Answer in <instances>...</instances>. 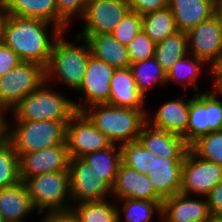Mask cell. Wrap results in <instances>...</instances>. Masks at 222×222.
<instances>
[{
	"mask_svg": "<svg viewBox=\"0 0 222 222\" xmlns=\"http://www.w3.org/2000/svg\"><path fill=\"white\" fill-rule=\"evenodd\" d=\"M49 24L53 39L47 35ZM62 32L54 24L40 19L7 15L3 24L2 43L11 48L21 61L38 63L46 68L53 44Z\"/></svg>",
	"mask_w": 222,
	"mask_h": 222,
	"instance_id": "6da1fadb",
	"label": "cell"
},
{
	"mask_svg": "<svg viewBox=\"0 0 222 222\" xmlns=\"http://www.w3.org/2000/svg\"><path fill=\"white\" fill-rule=\"evenodd\" d=\"M82 113L112 144L136 141L147 123V112L110 104H95Z\"/></svg>",
	"mask_w": 222,
	"mask_h": 222,
	"instance_id": "7a4b0ae2",
	"label": "cell"
},
{
	"mask_svg": "<svg viewBox=\"0 0 222 222\" xmlns=\"http://www.w3.org/2000/svg\"><path fill=\"white\" fill-rule=\"evenodd\" d=\"M64 34L62 32L53 44L50 60L45 68L46 81L59 78L69 89L77 91L85 76L91 52L84 38L75 36L77 41H84L83 45L78 46L66 41Z\"/></svg>",
	"mask_w": 222,
	"mask_h": 222,
	"instance_id": "3957f363",
	"label": "cell"
},
{
	"mask_svg": "<svg viewBox=\"0 0 222 222\" xmlns=\"http://www.w3.org/2000/svg\"><path fill=\"white\" fill-rule=\"evenodd\" d=\"M47 86L46 81L23 98L11 111V118L33 121H69L76 113L73 100L67 99L62 92L53 91Z\"/></svg>",
	"mask_w": 222,
	"mask_h": 222,
	"instance_id": "277c9868",
	"label": "cell"
},
{
	"mask_svg": "<svg viewBox=\"0 0 222 222\" xmlns=\"http://www.w3.org/2000/svg\"><path fill=\"white\" fill-rule=\"evenodd\" d=\"M10 127L8 142L17 154L40 151L66 144V125L69 121L15 120Z\"/></svg>",
	"mask_w": 222,
	"mask_h": 222,
	"instance_id": "5b68a950",
	"label": "cell"
},
{
	"mask_svg": "<svg viewBox=\"0 0 222 222\" xmlns=\"http://www.w3.org/2000/svg\"><path fill=\"white\" fill-rule=\"evenodd\" d=\"M24 183L39 214L71 211L69 171L38 174Z\"/></svg>",
	"mask_w": 222,
	"mask_h": 222,
	"instance_id": "8992f818",
	"label": "cell"
},
{
	"mask_svg": "<svg viewBox=\"0 0 222 222\" xmlns=\"http://www.w3.org/2000/svg\"><path fill=\"white\" fill-rule=\"evenodd\" d=\"M46 82L45 68L38 63L20 61L0 77V107L12 111L28 94Z\"/></svg>",
	"mask_w": 222,
	"mask_h": 222,
	"instance_id": "52a82bcc",
	"label": "cell"
},
{
	"mask_svg": "<svg viewBox=\"0 0 222 222\" xmlns=\"http://www.w3.org/2000/svg\"><path fill=\"white\" fill-rule=\"evenodd\" d=\"M189 54L209 64L215 80V71L222 63V26L214 14L187 32Z\"/></svg>",
	"mask_w": 222,
	"mask_h": 222,
	"instance_id": "ba28073f",
	"label": "cell"
},
{
	"mask_svg": "<svg viewBox=\"0 0 222 222\" xmlns=\"http://www.w3.org/2000/svg\"><path fill=\"white\" fill-rule=\"evenodd\" d=\"M221 181L222 166L201 159L189 148L184 156L180 193L205 198Z\"/></svg>",
	"mask_w": 222,
	"mask_h": 222,
	"instance_id": "9c48e42d",
	"label": "cell"
},
{
	"mask_svg": "<svg viewBox=\"0 0 222 222\" xmlns=\"http://www.w3.org/2000/svg\"><path fill=\"white\" fill-rule=\"evenodd\" d=\"M68 171L72 205L105 200L111 195V188L82 157L70 158Z\"/></svg>",
	"mask_w": 222,
	"mask_h": 222,
	"instance_id": "30bf717a",
	"label": "cell"
},
{
	"mask_svg": "<svg viewBox=\"0 0 222 222\" xmlns=\"http://www.w3.org/2000/svg\"><path fill=\"white\" fill-rule=\"evenodd\" d=\"M114 71L115 68L108 63L92 55L89 57L85 76L79 89L76 91L84 94V97H80V100L84 98V101H81L82 103L79 104L73 101L76 112H82L87 107L95 104H109L111 93L110 81ZM83 103L86 104L83 105Z\"/></svg>",
	"mask_w": 222,
	"mask_h": 222,
	"instance_id": "8fae6325",
	"label": "cell"
},
{
	"mask_svg": "<svg viewBox=\"0 0 222 222\" xmlns=\"http://www.w3.org/2000/svg\"><path fill=\"white\" fill-rule=\"evenodd\" d=\"M65 142L70 158L83 157L112 145L82 112H76L67 123Z\"/></svg>",
	"mask_w": 222,
	"mask_h": 222,
	"instance_id": "7c38bea8",
	"label": "cell"
},
{
	"mask_svg": "<svg viewBox=\"0 0 222 222\" xmlns=\"http://www.w3.org/2000/svg\"><path fill=\"white\" fill-rule=\"evenodd\" d=\"M128 11L125 0L91 1L86 4L81 18L85 25L77 36L85 39L91 34H111Z\"/></svg>",
	"mask_w": 222,
	"mask_h": 222,
	"instance_id": "4fadbf2b",
	"label": "cell"
},
{
	"mask_svg": "<svg viewBox=\"0 0 222 222\" xmlns=\"http://www.w3.org/2000/svg\"><path fill=\"white\" fill-rule=\"evenodd\" d=\"M18 156L21 181L42 173L68 171L69 168L70 156L66 144Z\"/></svg>",
	"mask_w": 222,
	"mask_h": 222,
	"instance_id": "5bb4252c",
	"label": "cell"
},
{
	"mask_svg": "<svg viewBox=\"0 0 222 222\" xmlns=\"http://www.w3.org/2000/svg\"><path fill=\"white\" fill-rule=\"evenodd\" d=\"M184 158L158 157L152 153V164L147 175L156 194L162 199L181 191Z\"/></svg>",
	"mask_w": 222,
	"mask_h": 222,
	"instance_id": "9a60e30c",
	"label": "cell"
},
{
	"mask_svg": "<svg viewBox=\"0 0 222 222\" xmlns=\"http://www.w3.org/2000/svg\"><path fill=\"white\" fill-rule=\"evenodd\" d=\"M111 195L121 199L163 201L153 189L148 175L121 163L117 170Z\"/></svg>",
	"mask_w": 222,
	"mask_h": 222,
	"instance_id": "2e32d148",
	"label": "cell"
},
{
	"mask_svg": "<svg viewBox=\"0 0 222 222\" xmlns=\"http://www.w3.org/2000/svg\"><path fill=\"white\" fill-rule=\"evenodd\" d=\"M211 214L205 200L191 199L190 196L177 193L163 200L162 222H210Z\"/></svg>",
	"mask_w": 222,
	"mask_h": 222,
	"instance_id": "e0dca14e",
	"label": "cell"
},
{
	"mask_svg": "<svg viewBox=\"0 0 222 222\" xmlns=\"http://www.w3.org/2000/svg\"><path fill=\"white\" fill-rule=\"evenodd\" d=\"M189 108L190 99L169 100L159 107L153 118L147 114V123L153 128L183 137L187 144Z\"/></svg>",
	"mask_w": 222,
	"mask_h": 222,
	"instance_id": "ac0fdd59",
	"label": "cell"
},
{
	"mask_svg": "<svg viewBox=\"0 0 222 222\" xmlns=\"http://www.w3.org/2000/svg\"><path fill=\"white\" fill-rule=\"evenodd\" d=\"M137 140L158 157L184 158L189 149L183 137L153 128L148 123L143 126Z\"/></svg>",
	"mask_w": 222,
	"mask_h": 222,
	"instance_id": "d6986e66",
	"label": "cell"
},
{
	"mask_svg": "<svg viewBox=\"0 0 222 222\" xmlns=\"http://www.w3.org/2000/svg\"><path fill=\"white\" fill-rule=\"evenodd\" d=\"M109 104L117 107L144 110L146 97L139 91L130 68L115 69L110 81Z\"/></svg>",
	"mask_w": 222,
	"mask_h": 222,
	"instance_id": "ffe728a7",
	"label": "cell"
},
{
	"mask_svg": "<svg viewBox=\"0 0 222 222\" xmlns=\"http://www.w3.org/2000/svg\"><path fill=\"white\" fill-rule=\"evenodd\" d=\"M34 210L24 181L0 190V214L5 222H24Z\"/></svg>",
	"mask_w": 222,
	"mask_h": 222,
	"instance_id": "44dd1931",
	"label": "cell"
},
{
	"mask_svg": "<svg viewBox=\"0 0 222 222\" xmlns=\"http://www.w3.org/2000/svg\"><path fill=\"white\" fill-rule=\"evenodd\" d=\"M91 55L113 68H130L131 60L127 46L122 45L112 34H91L85 38Z\"/></svg>",
	"mask_w": 222,
	"mask_h": 222,
	"instance_id": "7402d4cb",
	"label": "cell"
},
{
	"mask_svg": "<svg viewBox=\"0 0 222 222\" xmlns=\"http://www.w3.org/2000/svg\"><path fill=\"white\" fill-rule=\"evenodd\" d=\"M168 7L172 11L177 29L186 33L215 13L210 0H169Z\"/></svg>",
	"mask_w": 222,
	"mask_h": 222,
	"instance_id": "603a6c76",
	"label": "cell"
},
{
	"mask_svg": "<svg viewBox=\"0 0 222 222\" xmlns=\"http://www.w3.org/2000/svg\"><path fill=\"white\" fill-rule=\"evenodd\" d=\"M7 15L40 19L58 27L56 0H3Z\"/></svg>",
	"mask_w": 222,
	"mask_h": 222,
	"instance_id": "cb8c5ba5",
	"label": "cell"
},
{
	"mask_svg": "<svg viewBox=\"0 0 222 222\" xmlns=\"http://www.w3.org/2000/svg\"><path fill=\"white\" fill-rule=\"evenodd\" d=\"M82 158L87 161L100 178L112 188L117 170L122 163L120 145L112 144L106 149L91 152Z\"/></svg>",
	"mask_w": 222,
	"mask_h": 222,
	"instance_id": "d4e9b609",
	"label": "cell"
},
{
	"mask_svg": "<svg viewBox=\"0 0 222 222\" xmlns=\"http://www.w3.org/2000/svg\"><path fill=\"white\" fill-rule=\"evenodd\" d=\"M208 91L194 93L190 98L187 145L190 147L200 137L209 133Z\"/></svg>",
	"mask_w": 222,
	"mask_h": 222,
	"instance_id": "484cf974",
	"label": "cell"
},
{
	"mask_svg": "<svg viewBox=\"0 0 222 222\" xmlns=\"http://www.w3.org/2000/svg\"><path fill=\"white\" fill-rule=\"evenodd\" d=\"M115 204L105 199L101 201L82 202L71 207L79 222H121L122 214Z\"/></svg>",
	"mask_w": 222,
	"mask_h": 222,
	"instance_id": "4316f807",
	"label": "cell"
},
{
	"mask_svg": "<svg viewBox=\"0 0 222 222\" xmlns=\"http://www.w3.org/2000/svg\"><path fill=\"white\" fill-rule=\"evenodd\" d=\"M142 30L156 44L179 31L169 7L142 15Z\"/></svg>",
	"mask_w": 222,
	"mask_h": 222,
	"instance_id": "83f0119b",
	"label": "cell"
},
{
	"mask_svg": "<svg viewBox=\"0 0 222 222\" xmlns=\"http://www.w3.org/2000/svg\"><path fill=\"white\" fill-rule=\"evenodd\" d=\"M188 50L187 33L178 31L156 44L154 58L166 73Z\"/></svg>",
	"mask_w": 222,
	"mask_h": 222,
	"instance_id": "f1b7e54d",
	"label": "cell"
},
{
	"mask_svg": "<svg viewBox=\"0 0 222 222\" xmlns=\"http://www.w3.org/2000/svg\"><path fill=\"white\" fill-rule=\"evenodd\" d=\"M204 63L207 64L204 60L188 53L166 72V84H171L173 81L184 85V87H190L192 84L197 94L200 93L199 86L195 81L200 77L201 66L205 65Z\"/></svg>",
	"mask_w": 222,
	"mask_h": 222,
	"instance_id": "f546056e",
	"label": "cell"
},
{
	"mask_svg": "<svg viewBox=\"0 0 222 222\" xmlns=\"http://www.w3.org/2000/svg\"><path fill=\"white\" fill-rule=\"evenodd\" d=\"M130 69L136 81L137 88L146 96L147 91L157 83L166 85V73L155 58L144 59L140 62L131 63Z\"/></svg>",
	"mask_w": 222,
	"mask_h": 222,
	"instance_id": "4dcf8cb0",
	"label": "cell"
},
{
	"mask_svg": "<svg viewBox=\"0 0 222 222\" xmlns=\"http://www.w3.org/2000/svg\"><path fill=\"white\" fill-rule=\"evenodd\" d=\"M121 201L124 202L122 204L124 205L122 211L124 213L125 222H150L156 212L157 215L159 214V218H161L163 201L135 199H121Z\"/></svg>",
	"mask_w": 222,
	"mask_h": 222,
	"instance_id": "1f68e13d",
	"label": "cell"
},
{
	"mask_svg": "<svg viewBox=\"0 0 222 222\" xmlns=\"http://www.w3.org/2000/svg\"><path fill=\"white\" fill-rule=\"evenodd\" d=\"M189 148L201 159L222 166V130L200 137Z\"/></svg>",
	"mask_w": 222,
	"mask_h": 222,
	"instance_id": "d6a6232c",
	"label": "cell"
},
{
	"mask_svg": "<svg viewBox=\"0 0 222 222\" xmlns=\"http://www.w3.org/2000/svg\"><path fill=\"white\" fill-rule=\"evenodd\" d=\"M19 175V156L12 145L7 142L0 146V190L18 183Z\"/></svg>",
	"mask_w": 222,
	"mask_h": 222,
	"instance_id": "836d02e7",
	"label": "cell"
},
{
	"mask_svg": "<svg viewBox=\"0 0 222 222\" xmlns=\"http://www.w3.org/2000/svg\"><path fill=\"white\" fill-rule=\"evenodd\" d=\"M120 148L122 163L147 175L152 164V152L146 150L138 140L124 143Z\"/></svg>",
	"mask_w": 222,
	"mask_h": 222,
	"instance_id": "e575fe53",
	"label": "cell"
},
{
	"mask_svg": "<svg viewBox=\"0 0 222 222\" xmlns=\"http://www.w3.org/2000/svg\"><path fill=\"white\" fill-rule=\"evenodd\" d=\"M142 30V15L128 11L111 33L122 45L127 46Z\"/></svg>",
	"mask_w": 222,
	"mask_h": 222,
	"instance_id": "d590c367",
	"label": "cell"
},
{
	"mask_svg": "<svg viewBox=\"0 0 222 222\" xmlns=\"http://www.w3.org/2000/svg\"><path fill=\"white\" fill-rule=\"evenodd\" d=\"M155 48L156 43H154L150 37L141 30L127 45L131 63L154 58Z\"/></svg>",
	"mask_w": 222,
	"mask_h": 222,
	"instance_id": "8d00e7d4",
	"label": "cell"
},
{
	"mask_svg": "<svg viewBox=\"0 0 222 222\" xmlns=\"http://www.w3.org/2000/svg\"><path fill=\"white\" fill-rule=\"evenodd\" d=\"M58 10V27L66 32L69 21L74 15L82 18L86 9L85 0H56Z\"/></svg>",
	"mask_w": 222,
	"mask_h": 222,
	"instance_id": "74e56055",
	"label": "cell"
},
{
	"mask_svg": "<svg viewBox=\"0 0 222 222\" xmlns=\"http://www.w3.org/2000/svg\"><path fill=\"white\" fill-rule=\"evenodd\" d=\"M213 84L214 88L208 91L209 133L222 130V101L217 97L220 95V89L216 82Z\"/></svg>",
	"mask_w": 222,
	"mask_h": 222,
	"instance_id": "f35d334b",
	"label": "cell"
},
{
	"mask_svg": "<svg viewBox=\"0 0 222 222\" xmlns=\"http://www.w3.org/2000/svg\"><path fill=\"white\" fill-rule=\"evenodd\" d=\"M130 11L140 15L164 9L168 7L169 0H125Z\"/></svg>",
	"mask_w": 222,
	"mask_h": 222,
	"instance_id": "ab89813d",
	"label": "cell"
},
{
	"mask_svg": "<svg viewBox=\"0 0 222 222\" xmlns=\"http://www.w3.org/2000/svg\"><path fill=\"white\" fill-rule=\"evenodd\" d=\"M20 61L11 48L2 44L0 46V77L12 70Z\"/></svg>",
	"mask_w": 222,
	"mask_h": 222,
	"instance_id": "60d3db41",
	"label": "cell"
},
{
	"mask_svg": "<svg viewBox=\"0 0 222 222\" xmlns=\"http://www.w3.org/2000/svg\"><path fill=\"white\" fill-rule=\"evenodd\" d=\"M207 201L211 217L222 216V181L211 190Z\"/></svg>",
	"mask_w": 222,
	"mask_h": 222,
	"instance_id": "b9f144b4",
	"label": "cell"
},
{
	"mask_svg": "<svg viewBox=\"0 0 222 222\" xmlns=\"http://www.w3.org/2000/svg\"><path fill=\"white\" fill-rule=\"evenodd\" d=\"M41 222H79L72 211L68 212H49L44 214Z\"/></svg>",
	"mask_w": 222,
	"mask_h": 222,
	"instance_id": "7bdbcfd3",
	"label": "cell"
},
{
	"mask_svg": "<svg viewBox=\"0 0 222 222\" xmlns=\"http://www.w3.org/2000/svg\"><path fill=\"white\" fill-rule=\"evenodd\" d=\"M7 112L8 110L0 107V146H3L8 142L10 122H7Z\"/></svg>",
	"mask_w": 222,
	"mask_h": 222,
	"instance_id": "ee69618b",
	"label": "cell"
},
{
	"mask_svg": "<svg viewBox=\"0 0 222 222\" xmlns=\"http://www.w3.org/2000/svg\"><path fill=\"white\" fill-rule=\"evenodd\" d=\"M7 18V13L5 10V6L3 0H0V41H2V33H3V24Z\"/></svg>",
	"mask_w": 222,
	"mask_h": 222,
	"instance_id": "f6af8a7d",
	"label": "cell"
},
{
	"mask_svg": "<svg viewBox=\"0 0 222 222\" xmlns=\"http://www.w3.org/2000/svg\"><path fill=\"white\" fill-rule=\"evenodd\" d=\"M216 85L220 89V94L222 95V67H218L215 71Z\"/></svg>",
	"mask_w": 222,
	"mask_h": 222,
	"instance_id": "bcb514c9",
	"label": "cell"
},
{
	"mask_svg": "<svg viewBox=\"0 0 222 222\" xmlns=\"http://www.w3.org/2000/svg\"><path fill=\"white\" fill-rule=\"evenodd\" d=\"M214 14L217 16V18L219 19V22L222 26V5L215 8Z\"/></svg>",
	"mask_w": 222,
	"mask_h": 222,
	"instance_id": "7dc6e473",
	"label": "cell"
},
{
	"mask_svg": "<svg viewBox=\"0 0 222 222\" xmlns=\"http://www.w3.org/2000/svg\"><path fill=\"white\" fill-rule=\"evenodd\" d=\"M212 5H213V8L215 9L216 7L222 5V0H210Z\"/></svg>",
	"mask_w": 222,
	"mask_h": 222,
	"instance_id": "c3c4849f",
	"label": "cell"
},
{
	"mask_svg": "<svg viewBox=\"0 0 222 222\" xmlns=\"http://www.w3.org/2000/svg\"><path fill=\"white\" fill-rule=\"evenodd\" d=\"M210 222H222V216L211 217Z\"/></svg>",
	"mask_w": 222,
	"mask_h": 222,
	"instance_id": "681fc988",
	"label": "cell"
},
{
	"mask_svg": "<svg viewBox=\"0 0 222 222\" xmlns=\"http://www.w3.org/2000/svg\"><path fill=\"white\" fill-rule=\"evenodd\" d=\"M0 222H5V220L3 219V217L0 214Z\"/></svg>",
	"mask_w": 222,
	"mask_h": 222,
	"instance_id": "f907efd6",
	"label": "cell"
},
{
	"mask_svg": "<svg viewBox=\"0 0 222 222\" xmlns=\"http://www.w3.org/2000/svg\"><path fill=\"white\" fill-rule=\"evenodd\" d=\"M85 1H86V3H89V2L94 1V0H85Z\"/></svg>",
	"mask_w": 222,
	"mask_h": 222,
	"instance_id": "816d5d0a",
	"label": "cell"
}]
</instances>
